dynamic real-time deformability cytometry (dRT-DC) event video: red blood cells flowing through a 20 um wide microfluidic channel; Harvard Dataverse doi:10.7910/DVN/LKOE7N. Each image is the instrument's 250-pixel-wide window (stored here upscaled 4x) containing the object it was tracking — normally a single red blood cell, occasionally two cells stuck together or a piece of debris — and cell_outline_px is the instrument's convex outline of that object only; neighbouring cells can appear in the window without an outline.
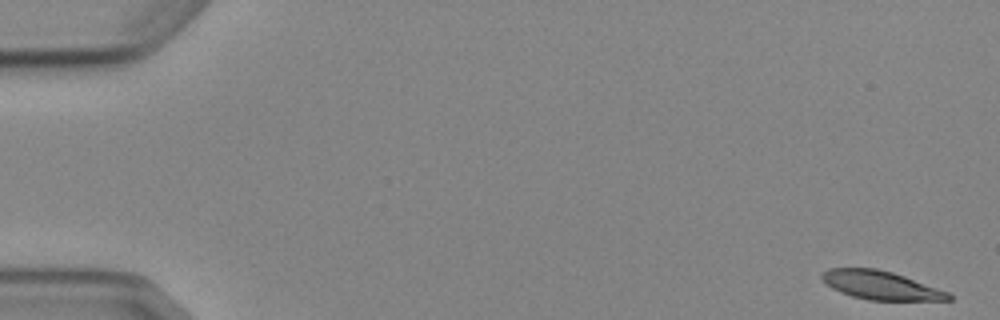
{"species": "Egyptian fruit bat (a non-hibernating species)", "species_latin": "Rousettus aegyptiacus", "temperature_condition": "cold", "stored_images_in_passage": 7, "camera_frame_rate_fps": 3000, "um_per_image_px": 0.085, "animal": {"sex": "female"}, "frame": {"image": 1, "passage_image": 1, "time_ms": 0.0, "image_size_px": [1000, 320], "cell_outline_px": [[952, 300], [868, 300], [852, 296], [840, 292], [832, 288], [820, 276], [828, 268], [876, 268], [892, 272], [904, 276], [948, 292], [952, 296]], "centroid_in_image_um": [74.86, 24.25], "position_along_channel_um": 10.1, "area_um2": 20.81}}
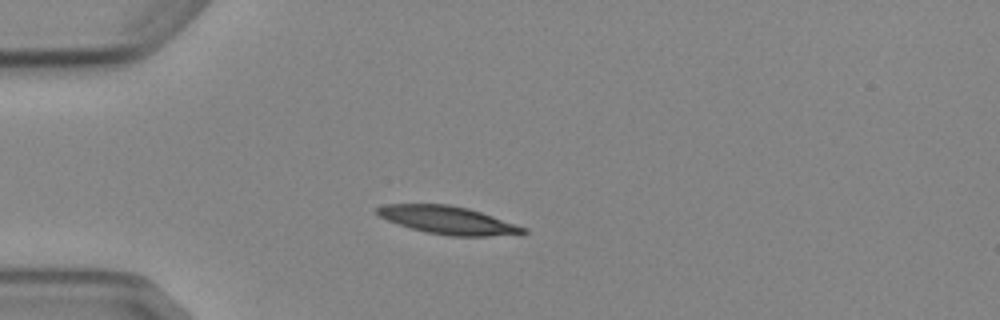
{"frame": {"image": 2, "passage_image": 4, "time_ms": 4.333, "image_size_px": [1000, 320], "cell_outline_px": [[528, 232], [488, 236], [452, 236], [428, 232], [412, 228], [388, 220], [372, 212], [376, 208], [384, 204], [448, 204], [468, 208], [528, 228]], "centroid_in_image_um": [38.04, 18.7], "position_along_channel_um": 47.0, "area_um2": 23.41}}
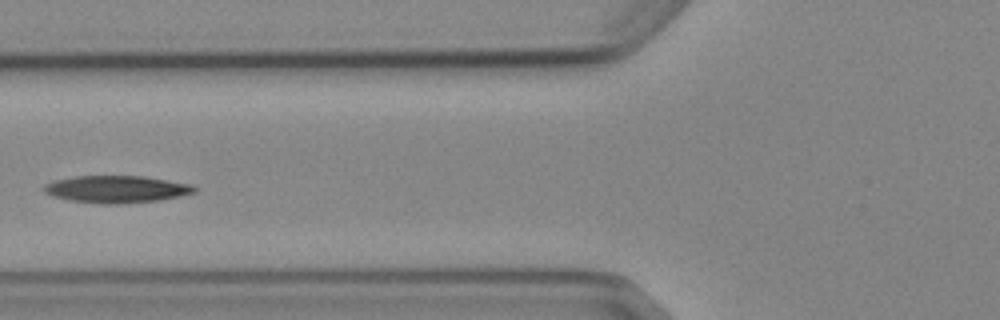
{"frame": {"image": 3, "passage_image": 6, "time_ms": 6.667, "image_size_px": [1000, 320], "cell_outline_px": [[196, 192], [180, 196], [160, 200], [120, 204], [100, 204], [68, 200], [52, 196], [44, 192], [44, 184], [52, 180], [76, 176], [140, 176], [192, 184], [196, 188]], "centroid_in_image_um": [9.87, 16.09], "position_along_channel_um": 115.9, "area_um2": 23.93}}